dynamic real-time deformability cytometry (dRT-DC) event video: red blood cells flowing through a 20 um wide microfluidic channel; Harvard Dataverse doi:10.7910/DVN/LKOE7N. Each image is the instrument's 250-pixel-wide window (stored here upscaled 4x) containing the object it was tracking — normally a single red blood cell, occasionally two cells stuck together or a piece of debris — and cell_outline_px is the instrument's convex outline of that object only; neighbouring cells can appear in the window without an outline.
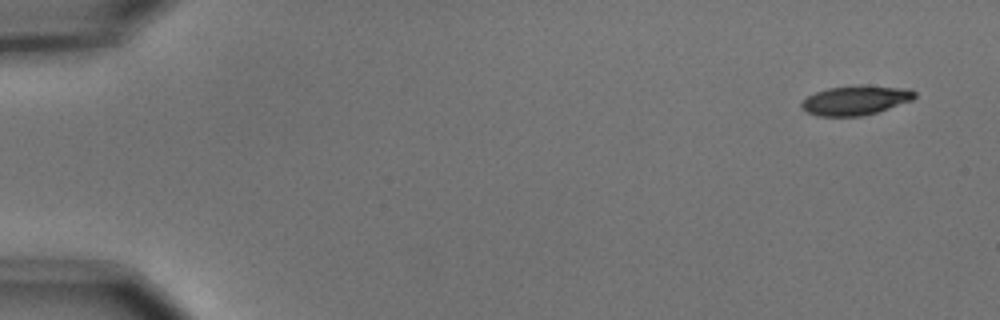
{"species": "common noctule bat (a hibernating species)", "species_latin": "Nyctalus noctula", "temperature_condition": "cold", "stored_images_in_passage": 53, "camera_frame_rate_fps": 3000, "um_per_image_px": 0.085, "animal": {"sex": "male", "body_mass_g": 15.6}, "frame": {"image": 1, "passage_image": 1, "time_ms": 0.0, "image_size_px": [1000, 320], "cell_outline_px": [[916, 96], [912, 100], [876, 112], [860, 116], [820, 116], [808, 112], [800, 108], [800, 104], [808, 96], [816, 92], [828, 88], [860, 84], [908, 88], [916, 92]], "centroid_in_image_um": [72.73, 8.5], "position_along_channel_um": 12.3, "area_um2": 19.42}}
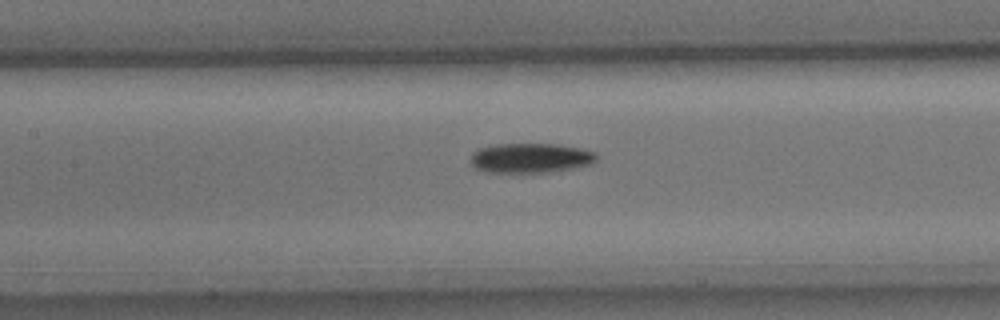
{"frame": {"image": 2, "passage_image": 24, "time_ms": 7.667, "image_size_px": [1000, 320], "cell_outline_px": [[596, 160], [592, 164], [572, 168], [524, 176], [484, 172], [476, 168], [472, 164], [472, 152], [480, 148], [496, 144], [556, 144], [580, 148], [596, 152]], "centroid_in_image_um": [45.06, 13.48], "position_along_channel_um": 162.3, "area_um2": 22.6}}
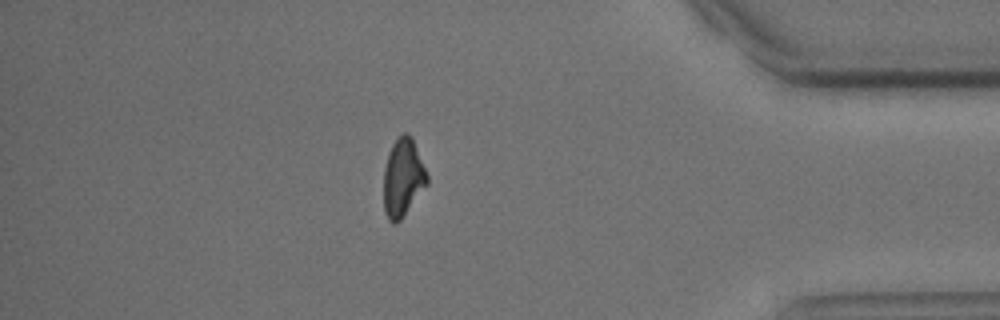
{"frame": {"image": 3, "passage_image": 46, "time_ms": 15.0, "image_size_px": [1000, 320], "cell_outline_px": [[428, 184], [400, 220], [396, 224], [392, 224], [388, 220], [384, 212], [384, 168], [388, 152], [392, 144], [404, 132], [408, 132], [412, 136], [428, 176]], "centroid_in_image_um": [34.24, 15.11], "position_along_channel_um": 401.0, "area_um2": 19.83}, "authors_computed_cell_mechanics": {"area_um2": 20.4034, "velocity_mm_per_s": 3.6835, "shape_relaxation_time_tau1_ms": 2.3025, "shape_relaxation_time_tau2_ms": null, "deformation_change_tau1": 0.1332, "deformation_change_tau2": null}}